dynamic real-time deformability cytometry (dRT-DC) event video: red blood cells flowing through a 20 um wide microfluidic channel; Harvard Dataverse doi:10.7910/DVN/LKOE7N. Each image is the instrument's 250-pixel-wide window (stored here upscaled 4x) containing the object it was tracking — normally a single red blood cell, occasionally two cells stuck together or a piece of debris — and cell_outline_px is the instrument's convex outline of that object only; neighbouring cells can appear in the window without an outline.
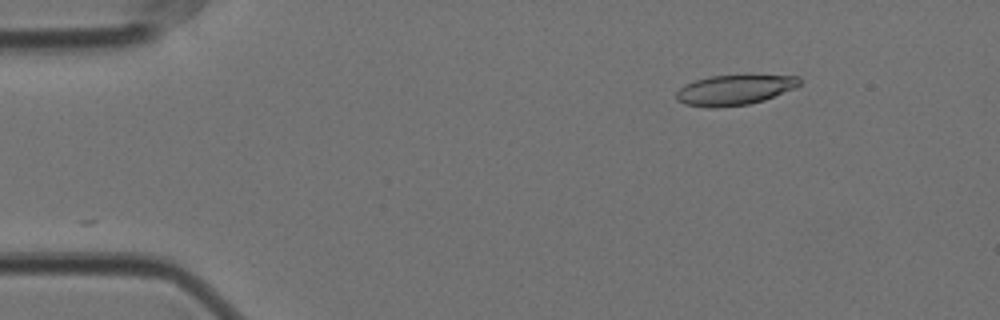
{"species": "Egyptian fruit bat (a non-hibernating species)", "species_latin": "Rousettus aegyptiacus", "temperature_condition": "cold", "stored_images_in_passage": 50, "camera_frame_rate_fps": 3000, "um_per_image_px": 0.085, "animal": {"sex": "female"}, "frame": {"image": 1, "passage_image": 1, "time_ms": 0.0, "image_size_px": [1000, 320], "cell_outline_px": [[800, 84], [796, 88], [764, 100], [748, 104], [716, 108], [708, 108], [684, 104], [676, 100], [676, 92], [684, 84], [696, 80], [712, 76], [748, 72], [800, 76]], "centroid_in_image_um": [62.49, 7.59], "position_along_channel_um": 22.5, "area_um2": 22.77}}
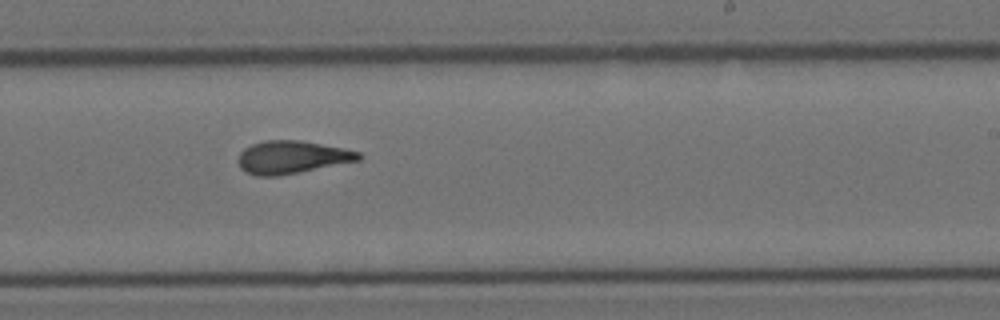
{"frame": {"image": 2, "passage_image": 28, "time_ms": 9.0, "image_size_px": [1000, 320], "cell_outline_px": [[364, 156], [360, 160], [300, 172], [276, 176], [256, 176], [244, 172], [240, 168], [240, 152], [244, 148], [252, 144], [264, 140], [300, 140], [344, 148], [360, 152]], "centroid_in_image_um": [24.83, 13.36], "position_along_channel_um": 264.2, "area_um2": 23.06}}
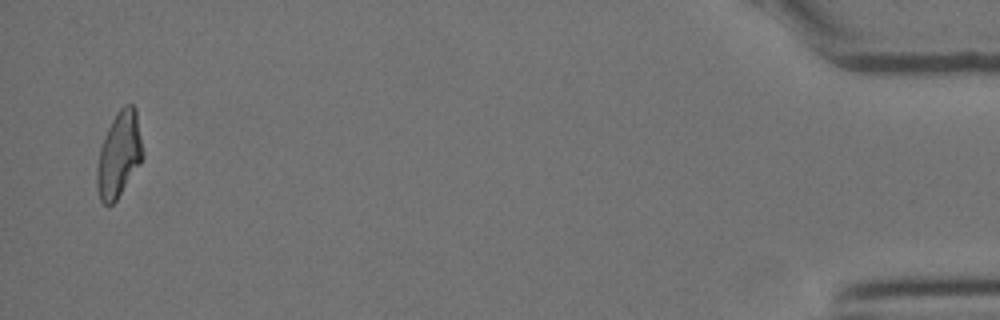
{"frame": {"image": 3, "passage_image": 49, "time_ms": 16.0, "image_size_px": [1000, 320], "cell_outline_px": [[144, 156], [140, 164], [116, 200], [112, 204], [104, 204], [100, 200], [96, 188], [96, 168], [100, 148], [104, 136], [116, 112], [124, 104], [132, 104], [136, 108], [144, 152]], "centroid_in_image_um": [10.12, 13.12], "position_along_channel_um": 425.1, "area_um2": 23.0}, "authors_computed_cell_mechanics": {"area_um2": 22.7732, "velocity_mm_per_s": 3.5335, "shape_relaxation_time_tau1_ms": 7.1364, "shape_relaxation_time_tau2_ms": 2.9418, "deformation_change_tau1": 0.2105, "deformation_change_tau2": 0.1261}}